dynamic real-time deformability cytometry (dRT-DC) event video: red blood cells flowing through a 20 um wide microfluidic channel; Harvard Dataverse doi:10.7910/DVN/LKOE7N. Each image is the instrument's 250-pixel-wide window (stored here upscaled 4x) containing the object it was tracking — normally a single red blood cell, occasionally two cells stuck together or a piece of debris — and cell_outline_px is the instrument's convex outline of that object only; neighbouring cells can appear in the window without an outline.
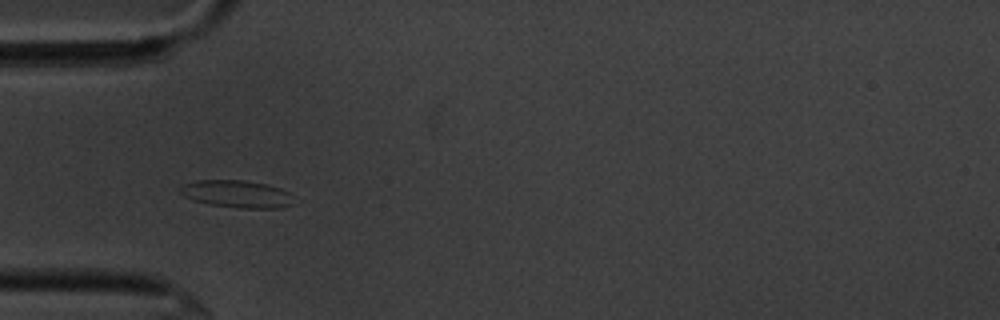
{"species": "common noctule bat (a hibernating species)", "species_latin": "Nyctalus noctula", "temperature_condition": "cold", "stored_images_in_passage": 35, "camera_frame_rate_fps": 3000, "um_per_image_px": 0.085, "animal": {"sex": "male", "body_mass_g": 20.1, "forearm_length_mm": 53.5}, "frame": {"image": 1, "passage_image": 1, "time_ms": 0.0, "image_size_px": [1000, 320], "cell_outline_px": [[292, 204], [280, 208], [240, 208], [208, 204], [192, 200], [184, 196], [180, 192], [180, 184], [196, 180], [244, 180], [268, 184], [280, 188], [288, 192]], "centroid_in_image_um": [20.07, 16.48], "position_along_channel_um": 64.9, "area_um2": 18.15}}
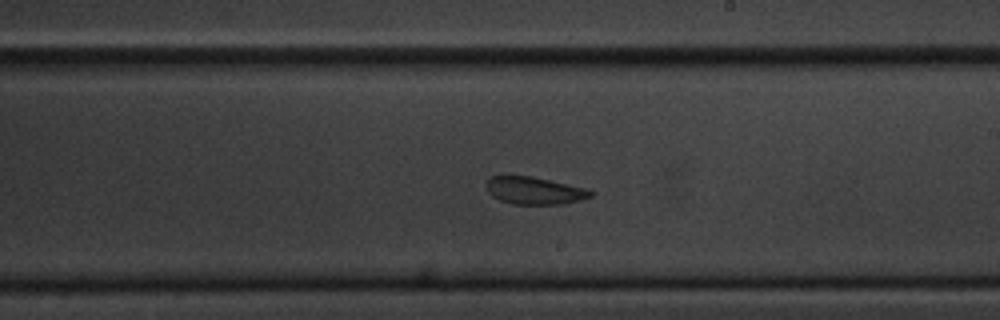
{"frame": {"image": 2, "passage_image": 16, "time_ms": 5.0, "image_size_px": [1000, 320], "cell_outline_px": [[596, 192], [592, 196], [580, 200], [564, 204], [512, 204], [500, 200], [492, 196], [488, 192], [488, 180], [492, 176], [532, 176], [588, 188]], "centroid_in_image_um": [45.5, 16.21], "position_along_channel_um": 243.5, "area_um2": 16.7}}
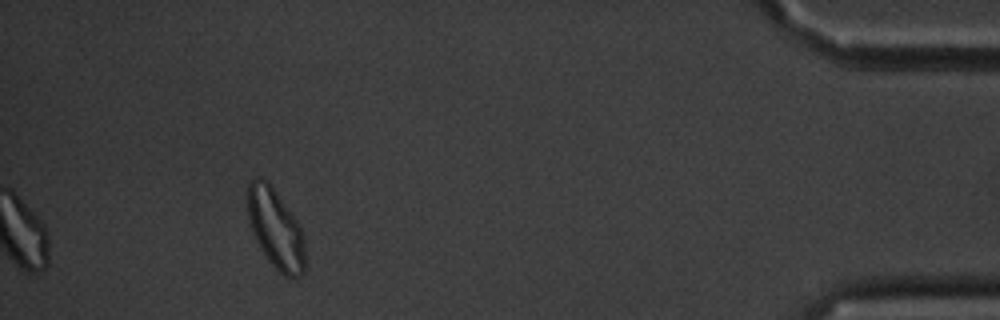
{"frame": {"image": 3, "passage_image": 35, "time_ms": 11.333, "image_size_px": [1000, 320], "cell_outline_px": [[304, 272], [300, 276], [284, 276], [268, 260], [256, 240], [252, 232], [248, 216], [248, 184], [256, 176], [268, 180], [296, 220], [304, 236]], "centroid_in_image_um": [23.42, 19.42], "position_along_channel_um": 411.8, "area_um2": 26.3}, "authors_computed_cell_mechanics": {"area_um2": 17.4556, "velocity_mm_per_s": 3.5954, "shape_relaxation_time_tau1_ms": 10.4027, "shape_relaxation_time_tau2_ms": 3.9509, "deformation_change_tau1": 0.1839, "deformation_change_tau2": 0.1102}}